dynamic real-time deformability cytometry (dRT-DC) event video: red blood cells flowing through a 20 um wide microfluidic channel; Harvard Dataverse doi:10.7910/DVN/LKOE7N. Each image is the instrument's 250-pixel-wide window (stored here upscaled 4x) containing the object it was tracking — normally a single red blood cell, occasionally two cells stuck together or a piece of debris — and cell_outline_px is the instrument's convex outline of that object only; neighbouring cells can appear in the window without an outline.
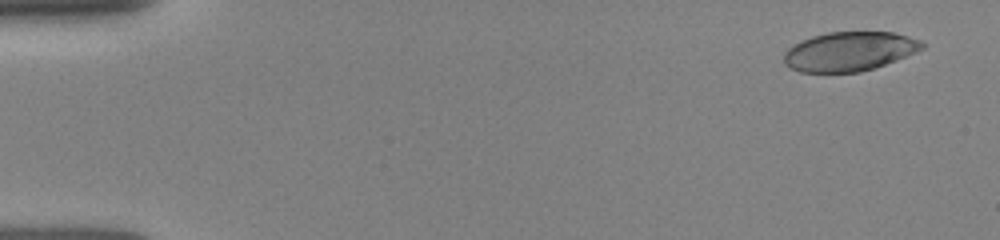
{"species": "human", "species_latin": "Homo sapiens", "temperature_condition": "room temperature", "stored_images_in_passage": 16, "camera_frame_rate_fps": 3000, "um_per_image_px": 0.085, "donor": {"sex": "female"}, "frame": {"image": 1, "passage_image": 1, "time_ms": 0.0, "image_size_px": [1000, 240], "cell_outline_px": [[924, 48], [916, 52], [896, 60], [860, 72], [800, 72], [784, 64], [784, 52], [788, 48], [800, 40], [812, 36], [828, 32], [892, 32], [908, 36], [920, 40], [924, 44]], "centroid_in_image_um": [72.18, 4.36], "position_along_channel_um": 12.8, "area_um2": 31.5}}
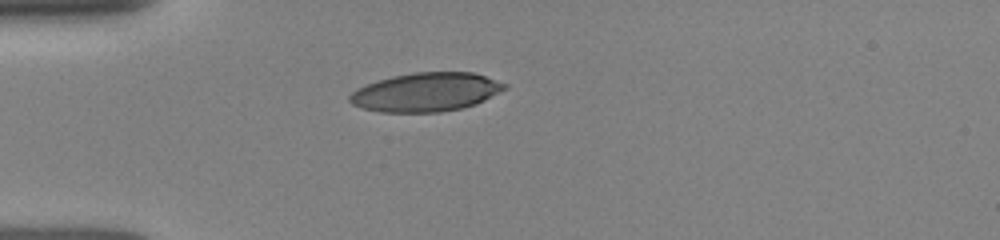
{"frame": {"image": 2, "passage_image": 13, "time_ms": 3.667, "image_size_px": [1000, 240], "cell_outline_px": [[508, 88], [476, 104], [460, 108], [440, 112], [380, 112], [364, 108], [352, 104], [348, 100], [348, 96], [356, 88], [392, 76], [412, 72], [472, 72], [508, 84]], "centroid_in_image_um": [36.21, 7.83], "position_along_channel_um": 48.8, "area_um2": 34.91}}